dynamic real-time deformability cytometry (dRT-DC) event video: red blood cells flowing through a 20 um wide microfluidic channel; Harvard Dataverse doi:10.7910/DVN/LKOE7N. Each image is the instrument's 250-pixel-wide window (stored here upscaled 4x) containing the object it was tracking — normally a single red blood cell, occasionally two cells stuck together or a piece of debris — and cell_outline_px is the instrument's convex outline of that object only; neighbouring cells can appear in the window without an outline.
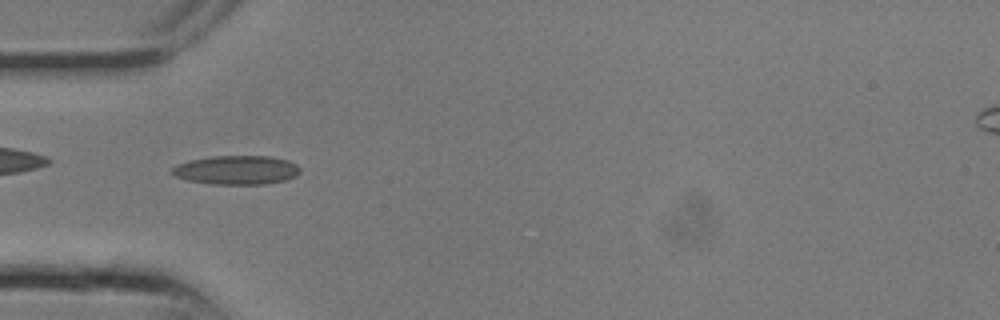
{"species": "common noctule bat (a hibernating species)", "species_latin": "Nyctalus noctula", "temperature_condition": "room temperature", "stored_images_in_passage": 2, "camera_frame_rate_fps": 3000, "um_per_image_px": 0.085, "animal": {"sex": "male", "body_mass_g": 13.3}, "frame": {"image": 1, "passage_image": 1, "time_ms": 0.0, "image_size_px": [1000, 320], "cell_outline_px": [[300, 172], [296, 176], [284, 180], [264, 184], [212, 184], [188, 180], [176, 176], [168, 172], [176, 164], [188, 160], [212, 156], [268, 156], [288, 160], [296, 164], [300, 168]], "centroid_in_image_um": [20.08, 14.44], "position_along_channel_um": 64.9, "area_um2": 21.68}}